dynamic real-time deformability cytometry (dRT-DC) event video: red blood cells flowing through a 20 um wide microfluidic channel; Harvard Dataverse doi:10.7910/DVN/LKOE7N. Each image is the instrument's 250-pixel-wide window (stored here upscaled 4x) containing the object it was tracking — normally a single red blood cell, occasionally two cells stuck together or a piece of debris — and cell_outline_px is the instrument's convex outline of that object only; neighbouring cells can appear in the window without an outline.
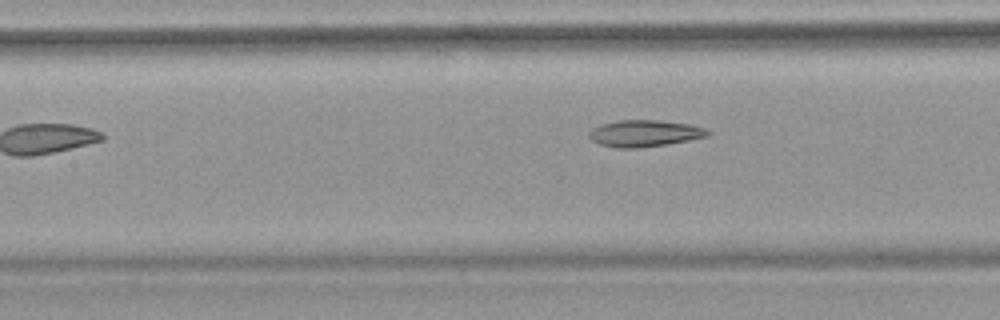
{"species": "common noctule bat (a hibernating species)", "species_latin": "Nyctalus noctula", "temperature_condition": "warm", "stored_images_in_passage": 5, "camera_frame_rate_fps": 3000, "um_per_image_px": 0.085, "animal": {"sex": "female", "body_mass_g": 18.4}, "frame": {"image": 1, "passage_image": 5, "time_ms": 4.667, "image_size_px": [1000, 320], "cell_outline_px": [[712, 132], [708, 136], [668, 144], [636, 148], [616, 148], [600, 144], [592, 140], [588, 136], [588, 132], [592, 128], [600, 124], [620, 120], [660, 120], [688, 124], [704, 128]], "centroid_in_image_um": [54.76, 11.33], "position_along_channel_um": 152.6, "area_um2": 18.44}}